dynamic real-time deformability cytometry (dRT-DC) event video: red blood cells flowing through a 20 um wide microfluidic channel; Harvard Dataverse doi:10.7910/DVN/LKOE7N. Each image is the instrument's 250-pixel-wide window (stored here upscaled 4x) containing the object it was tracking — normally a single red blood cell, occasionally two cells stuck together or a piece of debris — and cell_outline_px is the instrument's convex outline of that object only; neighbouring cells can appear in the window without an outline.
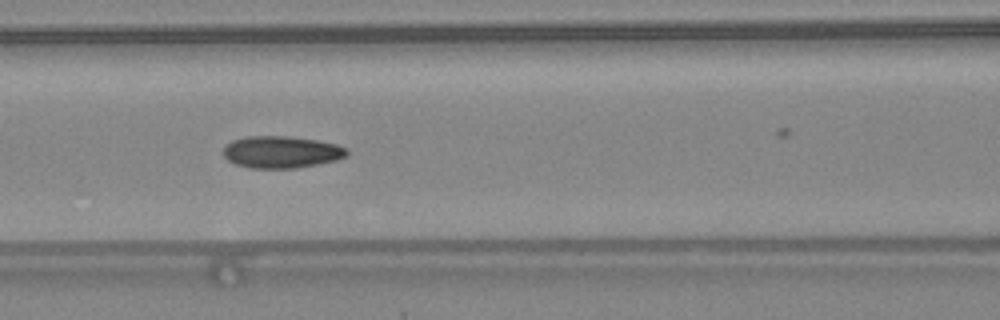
{"species": "common noctule bat (a hibernating species)", "species_latin": "Nyctalus noctula", "temperature_condition": "warm", "stored_images_in_passage": 37, "camera_frame_rate_fps": 3000, "um_per_image_px": 0.085, "animal": {"sex": "female", "body_mass_g": 24.6, "forearm_length_mm": 56.2}, "frame": {"image": 1, "passage_image": 21, "time_ms": 6.667, "image_size_px": [1000, 320], "cell_outline_px": [[348, 156], [336, 160], [296, 168], [252, 168], [236, 164], [228, 160], [224, 156], [224, 148], [232, 140], [244, 136], [288, 136], [316, 140], [336, 144], [348, 148]], "centroid_in_image_um": [23.93, 12.91], "position_along_channel_um": 142.7, "area_um2": 23.0}}